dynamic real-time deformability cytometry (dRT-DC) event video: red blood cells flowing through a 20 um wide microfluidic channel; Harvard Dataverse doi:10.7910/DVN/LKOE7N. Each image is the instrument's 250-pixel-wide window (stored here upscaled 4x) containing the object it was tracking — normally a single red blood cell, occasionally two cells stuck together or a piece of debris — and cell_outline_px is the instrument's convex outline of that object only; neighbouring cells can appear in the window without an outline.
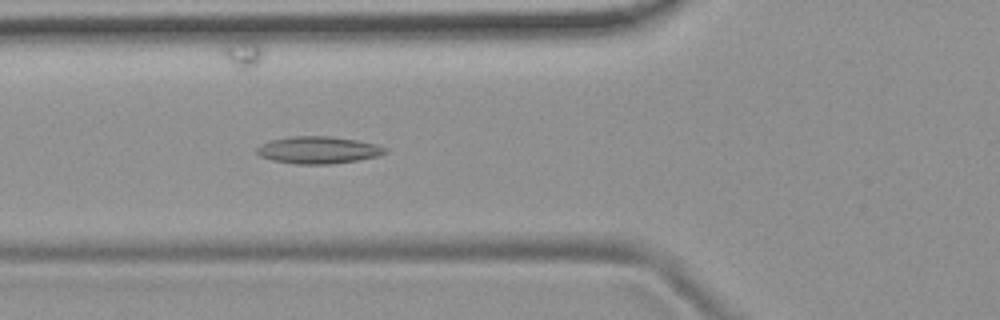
{"species": "common noctule bat (a hibernating species)", "species_latin": "Nyctalus noctula", "temperature_condition": "room temperature", "stored_images_in_passage": 38, "camera_frame_rate_fps": 3000, "um_per_image_px": 0.085, "animal": {"sex": "female", "body_mass_g": 19.9}, "frame": {"image": 1, "passage_image": 8, "time_ms": 2.333, "image_size_px": [1000, 320], "cell_outline_px": [[388, 152], [376, 156], [356, 160], [328, 164], [296, 164], [272, 160], [260, 156], [256, 152], [256, 148], [260, 144], [268, 140], [292, 136], [332, 136], [356, 140], [376, 144], [388, 148]], "centroid_in_image_um": [27.02, 12.74], "position_along_channel_um": 98.8, "area_um2": 20.35}}
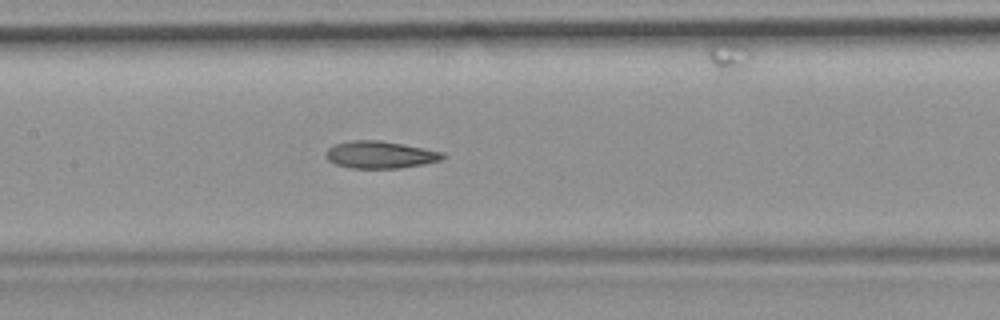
{"frame": {"image": 2, "passage_image": 14, "time_ms": 4.333, "image_size_px": [1000, 320], "cell_outline_px": [[448, 156], [440, 160], [424, 164], [400, 168], [352, 168], [336, 164], [328, 160], [324, 156], [324, 152], [328, 148], [336, 144], [352, 140], [380, 140], [444, 152]], "centroid_in_image_um": [32.31, 13.15], "position_along_channel_um": 175.1, "area_um2": 18.55}}
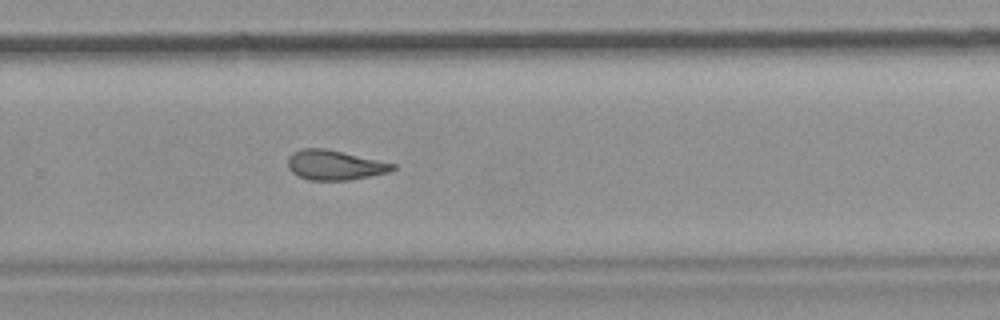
{"frame": {"image": 3, "passage_image": 24, "time_ms": 7.667, "image_size_px": [1000, 320], "cell_outline_px": [[396, 168], [388, 172], [352, 180], [308, 180], [292, 172], [288, 168], [288, 156], [292, 152], [300, 148], [324, 148], [396, 164]], "centroid_in_image_um": [28.42, 14.03], "position_along_channel_um": 301.4, "area_um2": 18.15}, "authors_computed_cell_mechanics": {"area_um2": 19.2474, "velocity_mm_per_s": 3.8133, "shape_relaxation_time_tau1_ms": null, "shape_relaxation_time_tau2_ms": 4.0851, "deformation_change_tau1": null, "deformation_change_tau2": 0.1245}}